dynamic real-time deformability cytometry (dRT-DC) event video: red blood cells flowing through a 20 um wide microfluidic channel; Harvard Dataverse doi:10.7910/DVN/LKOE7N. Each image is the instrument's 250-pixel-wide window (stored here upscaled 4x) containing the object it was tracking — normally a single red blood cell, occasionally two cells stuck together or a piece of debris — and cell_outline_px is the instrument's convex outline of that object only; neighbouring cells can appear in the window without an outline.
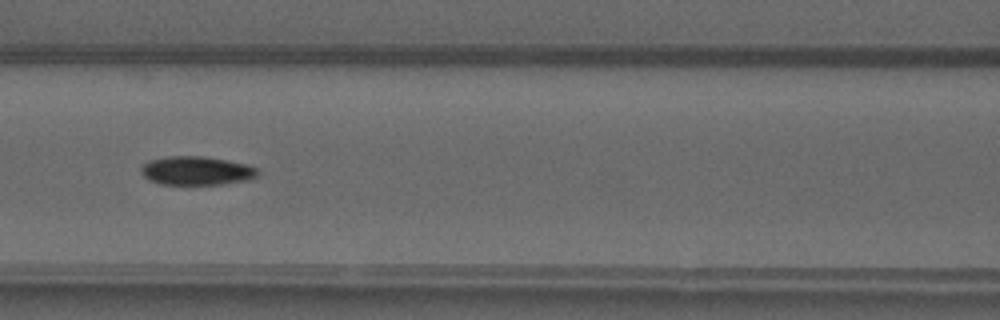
{"species": "common noctule bat (a hibernating species)", "species_latin": "Nyctalus noctula", "temperature_condition": "warm", "stored_images_in_passage": 46, "camera_frame_rate_fps": 3000, "um_per_image_px": 0.085, "animal": {"sex": "male", "forearm_length_mm": 52.5}, "frame": {"image": 1, "passage_image": 18, "time_ms": 5.667, "image_size_px": [1000, 320], "cell_outline_px": [[260, 172], [256, 176], [248, 180], [224, 184], [160, 184], [148, 180], [140, 172], [140, 168], [144, 164], [152, 160], [168, 156], [200, 156], [224, 160], [244, 164], [256, 168]], "centroid_in_image_um": [16.68, 14.52], "position_along_channel_um": 149.9, "area_um2": 19.31}}
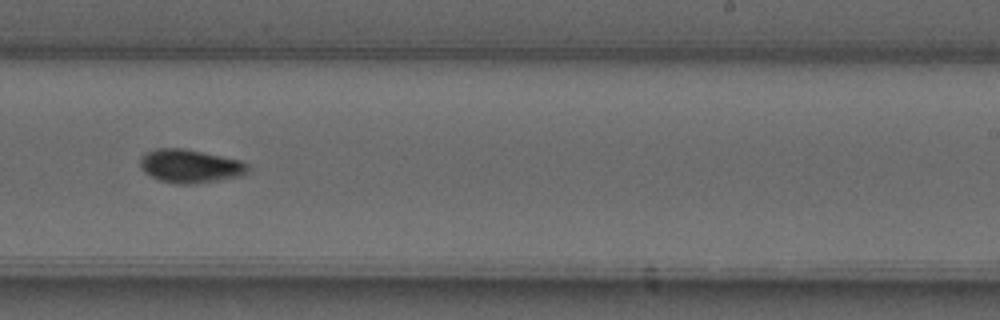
{"frame": {"image": 2, "passage_image": 27, "time_ms": 8.667, "image_size_px": [1000, 320], "cell_outline_px": [[248, 172], [240, 176], [192, 184], [176, 184], [160, 180], [144, 172], [140, 168], [140, 160], [148, 152], [156, 148], [184, 148], [244, 160], [248, 164]], "centroid_in_image_um": [16.19, 14.11], "position_along_channel_um": 272.8, "area_um2": 20.98}}
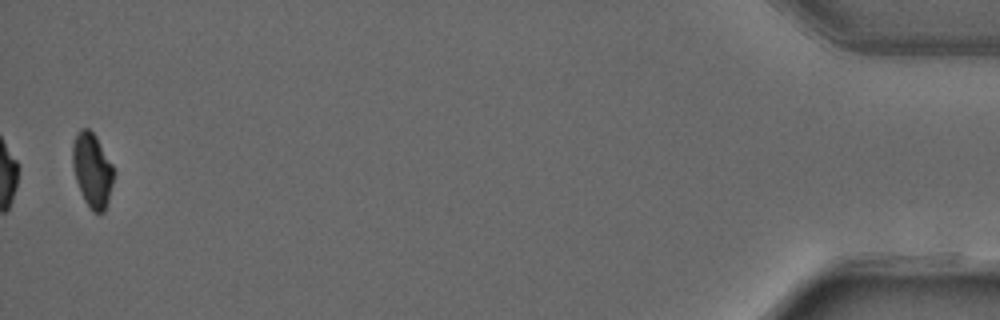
{"frame": {"image": 3, "passage_image": 45, "time_ms": 14.667, "image_size_px": [1000, 320], "cell_outline_px": [[116, 172], [108, 200], [104, 212], [92, 212], [84, 200], [76, 180], [72, 164], [72, 144], [80, 128], [88, 128], [96, 136], [112, 164]], "centroid_in_image_um": [7.85, 14.46], "position_along_channel_um": 427.4, "area_um2": 17.86}, "authors_computed_cell_mechanics": {"area_um2": 19.6231, "velocity_mm_per_s": 4.1072, "shape_relaxation_time_tau1_ms": null, "shape_relaxation_time_tau2_ms": 2.5055, "deformation_change_tau1": null, "deformation_change_tau2": 0.0506}}